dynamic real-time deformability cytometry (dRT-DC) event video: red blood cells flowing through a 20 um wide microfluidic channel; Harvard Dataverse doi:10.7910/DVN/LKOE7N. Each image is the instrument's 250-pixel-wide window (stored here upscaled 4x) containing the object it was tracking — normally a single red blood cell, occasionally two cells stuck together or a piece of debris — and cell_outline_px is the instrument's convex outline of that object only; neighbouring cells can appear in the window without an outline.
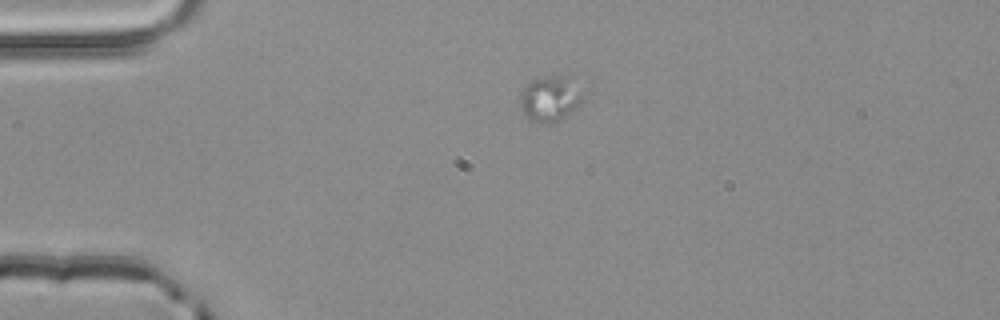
{"species": "common noctule bat (a hibernating species)", "species_latin": "Nyctalus noctula", "temperature_condition": "room temperature", "stored_images_in_passage": 2, "camera_frame_rate_fps": 3000, "um_per_image_px": 0.085, "animal": {"sex": "male", "body_mass_g": 20.4}, "frame": {"image": 1, "passage_image": 1, "time_ms": 0.0, "image_size_px": [1000, 320], "cell_outline_px": [[588, 96], [580, 104], [564, 116], [556, 120], [532, 120], [520, 108], [520, 92], [532, 80], [544, 76], [568, 76], [588, 92]], "centroid_in_image_um": [46.85, 8.29], "position_along_channel_um": 38.1, "area_um2": 16.47}}